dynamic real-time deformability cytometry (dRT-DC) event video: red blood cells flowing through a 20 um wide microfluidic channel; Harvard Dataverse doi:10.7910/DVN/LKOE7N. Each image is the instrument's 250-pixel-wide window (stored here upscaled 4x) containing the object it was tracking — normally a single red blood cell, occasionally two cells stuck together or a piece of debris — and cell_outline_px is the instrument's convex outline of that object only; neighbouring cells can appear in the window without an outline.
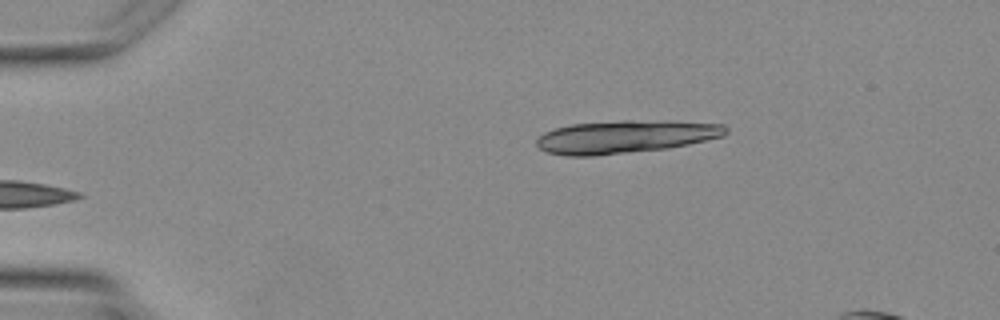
{"species": "Egyptian fruit bat (a non-hibernating species)", "species_latin": "Rousettus aegyptiacus", "temperature_condition": "warm", "stored_images_in_passage": 2, "camera_frame_rate_fps": 3000, "um_per_image_px": 0.085, "animal": {"sex": "female"}, "frame": {"image": 1, "passage_image": 2, "time_ms": 1.0, "image_size_px": [1000, 320], "cell_outline_px": [[728, 132], [724, 136], [688, 144], [668, 148], [596, 156], [568, 156], [548, 152], [540, 148], [536, 144], [536, 140], [544, 132], [556, 128], [572, 124], [620, 120], [628, 120], [724, 124], [728, 128]], "centroid_in_image_um": [53.13, 11.63], "position_along_channel_um": 31.9, "area_um2": 35.95}}